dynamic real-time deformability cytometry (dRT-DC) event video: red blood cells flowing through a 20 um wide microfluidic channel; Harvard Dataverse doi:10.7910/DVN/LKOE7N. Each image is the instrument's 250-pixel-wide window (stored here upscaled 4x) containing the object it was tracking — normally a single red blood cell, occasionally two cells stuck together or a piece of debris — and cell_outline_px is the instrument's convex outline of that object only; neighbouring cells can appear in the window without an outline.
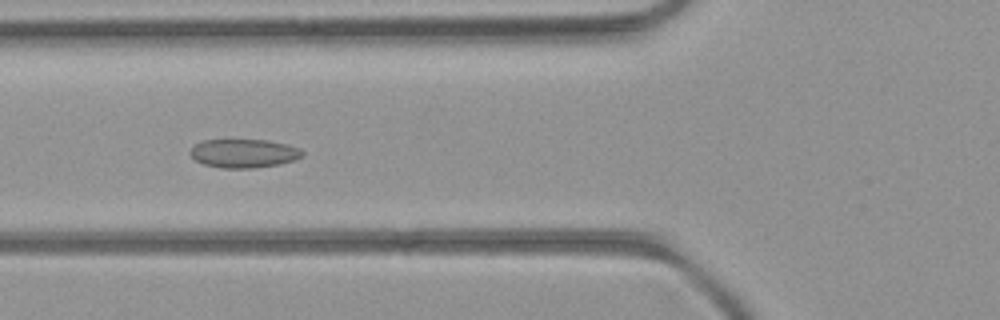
{"species": "common noctule bat (a hibernating species)", "species_latin": "Nyctalus noctula", "temperature_condition": "room temperature", "stored_images_in_passage": 48, "camera_frame_rate_fps": 3000, "um_per_image_px": 0.085, "animal": {"sex": "female", "body_mass_g": 21.9}, "frame": {"image": 1, "passage_image": 15, "time_ms": 4.667, "image_size_px": [1000, 320], "cell_outline_px": [[304, 156], [296, 160], [280, 164], [252, 168], [220, 168], [204, 164], [196, 160], [188, 152], [196, 144], [204, 140], [268, 140], [288, 144], [300, 148], [304, 152]], "centroid_in_image_um": [20.78, 13.04], "position_along_channel_um": 105.0, "area_um2": 18.84}}
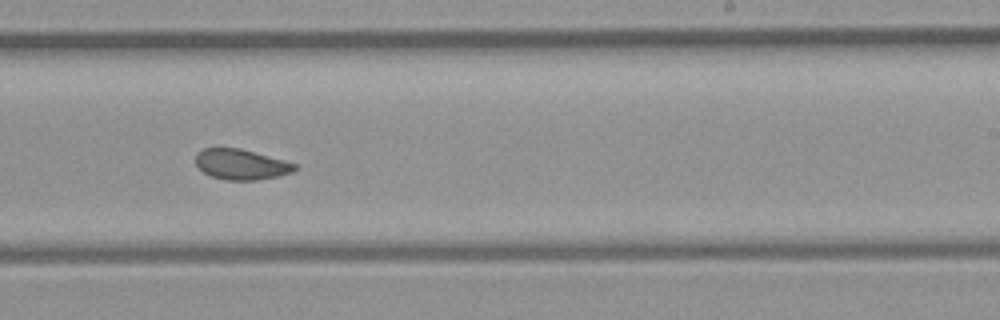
{"frame": {"image": 2, "passage_image": 27, "time_ms": 8.667, "image_size_px": [1000, 320], "cell_outline_px": [[296, 168], [292, 172], [276, 176], [256, 180], [228, 180], [212, 176], [204, 172], [196, 164], [196, 152], [204, 148], [240, 148], [284, 160], [296, 164]], "centroid_in_image_um": [20.48, 13.96], "position_along_channel_um": 268.5, "area_um2": 17.34}}
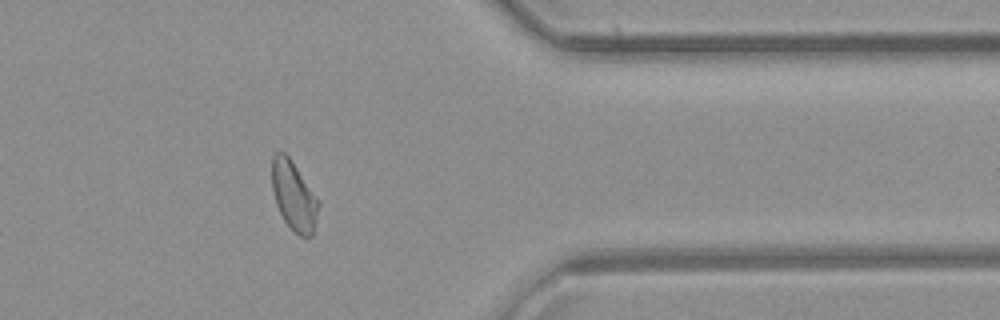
{"frame": {"image": 3, "passage_image": 37, "time_ms": 12.0, "image_size_px": [1000, 320], "cell_outline_px": [[320, 204], [312, 236], [300, 236], [284, 220], [276, 204], [272, 188], [272, 156], [276, 152], [284, 152], [288, 156]], "centroid_in_image_um": [24.95, 16.65], "position_along_channel_um": 386.4, "area_um2": 18.15}, "authors_computed_cell_mechanics": {"area_um2": 18.8428, "velocity_mm_per_s": 4.0745, "shape_relaxation_time_tau1_ms": null, "shape_relaxation_time_tau2_ms": 1.5812, "deformation_change_tau1": null, "deformation_change_tau2": 0.0638}}